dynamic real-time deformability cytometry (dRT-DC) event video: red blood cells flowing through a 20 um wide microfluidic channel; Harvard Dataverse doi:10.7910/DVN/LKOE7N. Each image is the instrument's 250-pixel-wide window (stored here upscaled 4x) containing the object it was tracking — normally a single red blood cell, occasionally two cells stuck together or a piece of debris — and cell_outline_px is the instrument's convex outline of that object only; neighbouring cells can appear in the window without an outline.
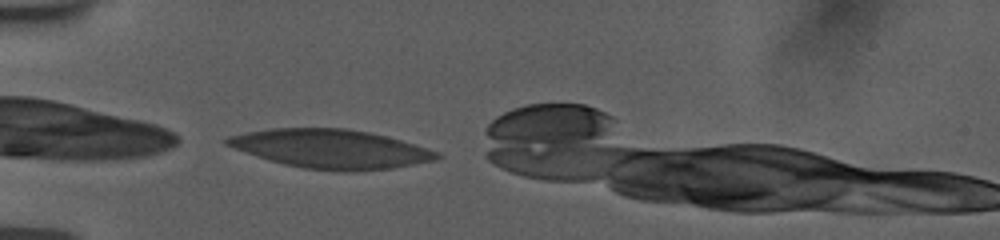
{"species": "human", "species_latin": "Homo sapiens", "temperature_condition": "room temperature", "stored_images_in_passage": 49, "camera_frame_rate_fps": 3000, "um_per_image_px": 0.085, "donor": {"sex": "female"}, "frame": {"image": 1, "passage_image": 1, "time_ms": 0.0, "image_size_px": [1000, 240], "cell_outline_px": [[444, 156], [436, 160], [392, 168], [352, 172], [336, 172], [304, 168], [284, 164], [224, 144], [224, 140], [228, 136], [248, 132], [272, 128], [344, 128], [368, 132], [400, 140], [440, 152]], "centroid_in_image_um": [28.18, 12.66], "position_along_channel_um": 56.8, "area_um2": 47.22}}
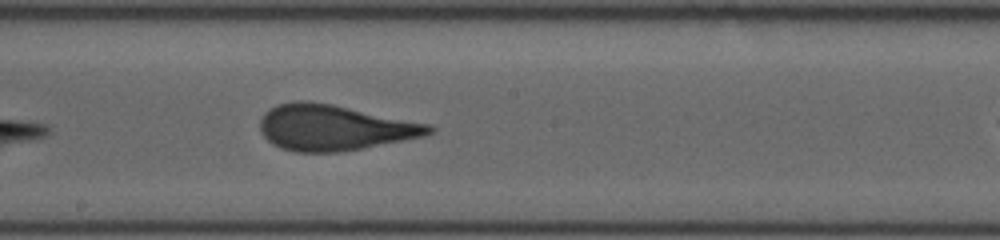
{"frame": {"image": 2, "passage_image": 22, "time_ms": 4.667, "image_size_px": [1000, 240], "cell_outline_px": [[436, 128], [432, 132], [424, 136], [340, 152], [296, 152], [280, 148], [272, 144], [260, 132], [260, 120], [264, 112], [280, 104], [296, 100], [308, 100], [332, 104], [432, 124]], "centroid_in_image_um": [28.4, 10.84], "position_along_channel_um": 219.8, "area_um2": 44.97}}
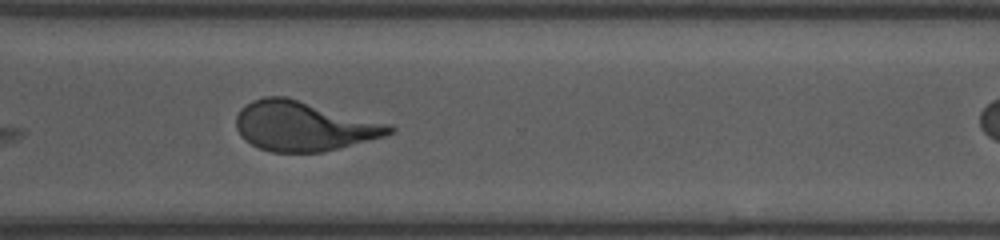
{"frame": {"image": 3, "passage_image": 38, "time_ms": 8.0, "image_size_px": [1000, 240], "cell_outline_px": [[396, 128], [392, 132], [384, 136], [320, 152], [272, 152], [260, 148], [244, 140], [240, 136], [236, 128], [236, 116], [240, 108], [252, 100], [264, 96], [288, 96], [392, 124]], "centroid_in_image_um": [25.79, 10.69], "position_along_channel_um": 344.8, "area_um2": 44.56}}